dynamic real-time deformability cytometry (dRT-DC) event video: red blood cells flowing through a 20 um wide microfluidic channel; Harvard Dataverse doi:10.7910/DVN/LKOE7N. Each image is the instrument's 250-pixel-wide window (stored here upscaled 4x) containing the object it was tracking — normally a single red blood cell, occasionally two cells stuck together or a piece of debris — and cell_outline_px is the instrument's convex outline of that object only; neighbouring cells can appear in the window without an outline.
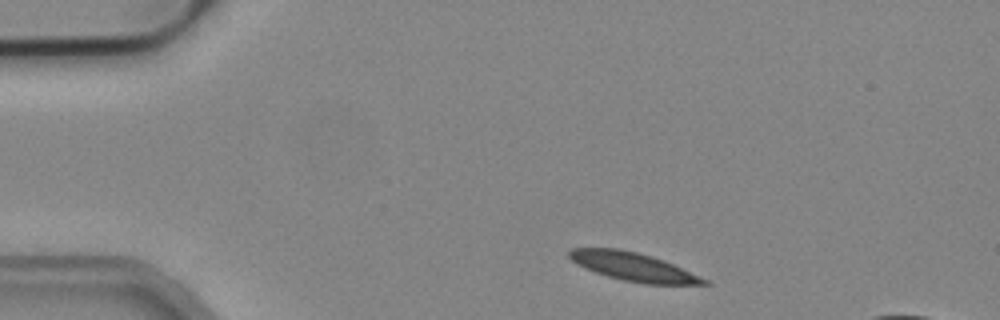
{"species": "common noctule bat (a hibernating species)", "species_latin": "Nyctalus noctula", "temperature_condition": "cold", "stored_images_in_passage": 7, "camera_frame_rate_fps": 3000, "um_per_image_px": 0.085, "animal": {"sex": "male", "body_mass_g": 19.2, "forearm_length_mm": 51.8}, "frame": {"image": 1, "passage_image": 1, "time_ms": 0.0, "image_size_px": [1000, 320], "cell_outline_px": [[712, 284], [644, 284], [624, 280], [608, 276], [584, 268], [576, 264], [568, 256], [568, 252], [572, 248], [620, 248], [652, 256], [664, 260], [708, 280]], "centroid_in_image_um": [53.8, 22.66], "position_along_channel_um": 31.2, "area_um2": 22.14}}
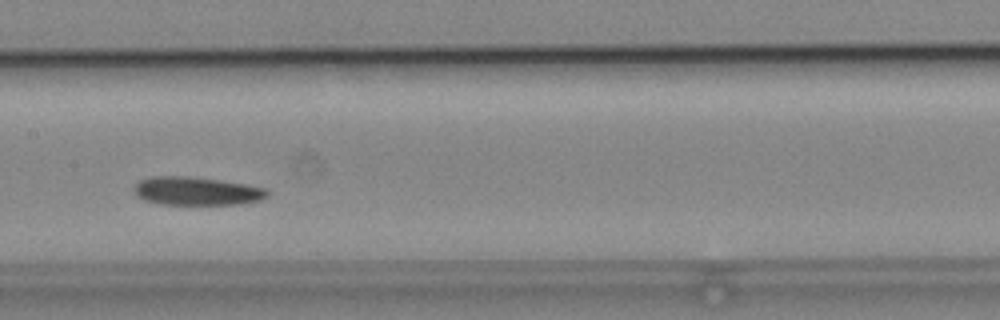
{"frame": {"image": 2, "passage_image": 6, "time_ms": 1.667, "image_size_px": [1000, 320], "cell_outline_px": [[268, 196], [260, 200], [236, 204], [156, 204], [144, 200], [136, 196], [132, 188], [140, 180], [152, 176], [184, 176], [216, 180], [244, 184], [264, 188], [268, 192]], "centroid_in_image_um": [16.63, 16.25], "position_along_channel_um": 190.8, "area_um2": 21.79}}
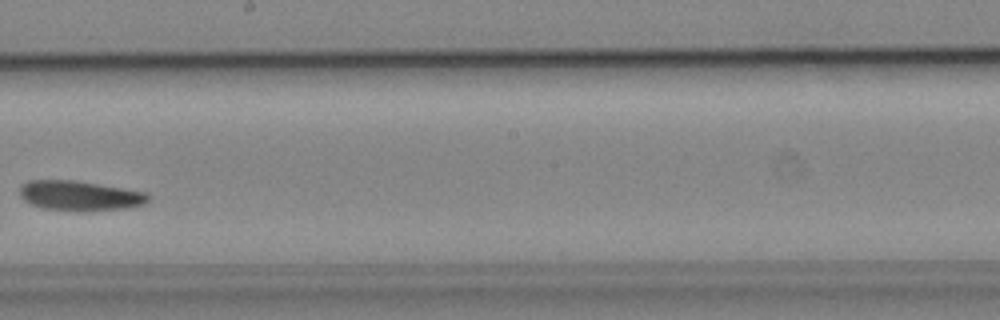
{"frame": {"image": 3, "passage_image": 7, "time_ms": 2.0, "image_size_px": [1000, 320], "cell_outline_px": [[152, 196], [144, 204], [128, 208], [80, 212], [40, 208], [24, 200], [20, 196], [20, 188], [28, 180], [76, 180], [148, 192]], "centroid_in_image_um": [6.82, 16.64], "position_along_channel_um": 241.4, "area_um2": 22.77}}